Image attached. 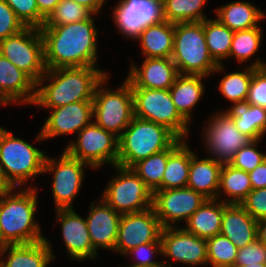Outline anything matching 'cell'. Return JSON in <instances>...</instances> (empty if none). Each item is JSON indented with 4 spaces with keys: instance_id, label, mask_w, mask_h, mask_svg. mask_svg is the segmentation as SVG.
<instances>
[{
    "instance_id": "6da1fadb",
    "label": "cell",
    "mask_w": 266,
    "mask_h": 267,
    "mask_svg": "<svg viewBox=\"0 0 266 267\" xmlns=\"http://www.w3.org/2000/svg\"><path fill=\"white\" fill-rule=\"evenodd\" d=\"M46 69L98 67V29L94 14L83 21L58 26H42Z\"/></svg>"
},
{
    "instance_id": "7a4b0ae2",
    "label": "cell",
    "mask_w": 266,
    "mask_h": 267,
    "mask_svg": "<svg viewBox=\"0 0 266 267\" xmlns=\"http://www.w3.org/2000/svg\"><path fill=\"white\" fill-rule=\"evenodd\" d=\"M108 74L99 67L46 69L37 82L33 105L51 109L73 102L93 101L97 85Z\"/></svg>"
},
{
    "instance_id": "3957f363",
    "label": "cell",
    "mask_w": 266,
    "mask_h": 267,
    "mask_svg": "<svg viewBox=\"0 0 266 267\" xmlns=\"http://www.w3.org/2000/svg\"><path fill=\"white\" fill-rule=\"evenodd\" d=\"M37 191L30 185L0 194V236L6 244L36 243L46 238L35 220Z\"/></svg>"
},
{
    "instance_id": "277c9868",
    "label": "cell",
    "mask_w": 266,
    "mask_h": 267,
    "mask_svg": "<svg viewBox=\"0 0 266 267\" xmlns=\"http://www.w3.org/2000/svg\"><path fill=\"white\" fill-rule=\"evenodd\" d=\"M179 139L166 126L134 116L118 137L117 165L131 168L138 161L171 148Z\"/></svg>"
},
{
    "instance_id": "5b68a950",
    "label": "cell",
    "mask_w": 266,
    "mask_h": 267,
    "mask_svg": "<svg viewBox=\"0 0 266 267\" xmlns=\"http://www.w3.org/2000/svg\"><path fill=\"white\" fill-rule=\"evenodd\" d=\"M179 75H203L224 72L211 57L204 35V21L175 23L173 54Z\"/></svg>"
},
{
    "instance_id": "8992f818",
    "label": "cell",
    "mask_w": 266,
    "mask_h": 267,
    "mask_svg": "<svg viewBox=\"0 0 266 267\" xmlns=\"http://www.w3.org/2000/svg\"><path fill=\"white\" fill-rule=\"evenodd\" d=\"M45 153L0 126V166L12 187L26 188L27 181L43 175Z\"/></svg>"
},
{
    "instance_id": "52a82bcc",
    "label": "cell",
    "mask_w": 266,
    "mask_h": 267,
    "mask_svg": "<svg viewBox=\"0 0 266 267\" xmlns=\"http://www.w3.org/2000/svg\"><path fill=\"white\" fill-rule=\"evenodd\" d=\"M109 74L97 85L93 98V121L119 137L134 117L133 93L124 79L121 86L108 89Z\"/></svg>"
},
{
    "instance_id": "ba28073f",
    "label": "cell",
    "mask_w": 266,
    "mask_h": 267,
    "mask_svg": "<svg viewBox=\"0 0 266 267\" xmlns=\"http://www.w3.org/2000/svg\"><path fill=\"white\" fill-rule=\"evenodd\" d=\"M116 173L101 198L120 214L142 212L153 206V193L131 169L114 165Z\"/></svg>"
},
{
    "instance_id": "9c48e42d",
    "label": "cell",
    "mask_w": 266,
    "mask_h": 267,
    "mask_svg": "<svg viewBox=\"0 0 266 267\" xmlns=\"http://www.w3.org/2000/svg\"><path fill=\"white\" fill-rule=\"evenodd\" d=\"M134 116L166 126L186 140L190 125L176 109L169 89L132 87Z\"/></svg>"
},
{
    "instance_id": "30bf717a",
    "label": "cell",
    "mask_w": 266,
    "mask_h": 267,
    "mask_svg": "<svg viewBox=\"0 0 266 267\" xmlns=\"http://www.w3.org/2000/svg\"><path fill=\"white\" fill-rule=\"evenodd\" d=\"M63 150L72 158L88 164L93 170L104 164L114 166L118 159V137L92 121Z\"/></svg>"
},
{
    "instance_id": "8fae6325",
    "label": "cell",
    "mask_w": 266,
    "mask_h": 267,
    "mask_svg": "<svg viewBox=\"0 0 266 267\" xmlns=\"http://www.w3.org/2000/svg\"><path fill=\"white\" fill-rule=\"evenodd\" d=\"M88 164L72 158L64 150L59 158L46 156L43 174L52 175V196L55 210L74 209L73 200L84 182L85 168Z\"/></svg>"
},
{
    "instance_id": "7c38bea8",
    "label": "cell",
    "mask_w": 266,
    "mask_h": 267,
    "mask_svg": "<svg viewBox=\"0 0 266 267\" xmlns=\"http://www.w3.org/2000/svg\"><path fill=\"white\" fill-rule=\"evenodd\" d=\"M0 54L36 83L46 72L43 39L39 28L26 27L18 34L1 40Z\"/></svg>"
},
{
    "instance_id": "4fadbf2b",
    "label": "cell",
    "mask_w": 266,
    "mask_h": 267,
    "mask_svg": "<svg viewBox=\"0 0 266 267\" xmlns=\"http://www.w3.org/2000/svg\"><path fill=\"white\" fill-rule=\"evenodd\" d=\"M209 119L201 135L205 151L218 162L229 163L251 139L236 128L232 116L225 109L216 111Z\"/></svg>"
},
{
    "instance_id": "5bb4252c",
    "label": "cell",
    "mask_w": 266,
    "mask_h": 267,
    "mask_svg": "<svg viewBox=\"0 0 266 267\" xmlns=\"http://www.w3.org/2000/svg\"><path fill=\"white\" fill-rule=\"evenodd\" d=\"M201 193L189 187L157 190L153 193V208L163 228L178 227L204 203Z\"/></svg>"
},
{
    "instance_id": "9a60e30c",
    "label": "cell",
    "mask_w": 266,
    "mask_h": 267,
    "mask_svg": "<svg viewBox=\"0 0 266 267\" xmlns=\"http://www.w3.org/2000/svg\"><path fill=\"white\" fill-rule=\"evenodd\" d=\"M111 15L118 33L132 41L148 25L164 20L161 0H119Z\"/></svg>"
},
{
    "instance_id": "2e32d148",
    "label": "cell",
    "mask_w": 266,
    "mask_h": 267,
    "mask_svg": "<svg viewBox=\"0 0 266 267\" xmlns=\"http://www.w3.org/2000/svg\"><path fill=\"white\" fill-rule=\"evenodd\" d=\"M162 229L153 207L142 212L122 214L114 252L125 256L132 248L156 242L161 238Z\"/></svg>"
},
{
    "instance_id": "e0dca14e",
    "label": "cell",
    "mask_w": 266,
    "mask_h": 267,
    "mask_svg": "<svg viewBox=\"0 0 266 267\" xmlns=\"http://www.w3.org/2000/svg\"><path fill=\"white\" fill-rule=\"evenodd\" d=\"M36 141L41 142L53 137L75 134L93 121V101L73 102L51 108Z\"/></svg>"
},
{
    "instance_id": "ac0fdd59",
    "label": "cell",
    "mask_w": 266,
    "mask_h": 267,
    "mask_svg": "<svg viewBox=\"0 0 266 267\" xmlns=\"http://www.w3.org/2000/svg\"><path fill=\"white\" fill-rule=\"evenodd\" d=\"M162 256L187 266L208 265L206 239L188 233L183 227H167L161 232Z\"/></svg>"
},
{
    "instance_id": "d6986e66",
    "label": "cell",
    "mask_w": 266,
    "mask_h": 267,
    "mask_svg": "<svg viewBox=\"0 0 266 267\" xmlns=\"http://www.w3.org/2000/svg\"><path fill=\"white\" fill-rule=\"evenodd\" d=\"M55 215L56 223L61 224V236L70 260L82 262L97 258L99 254L92 246L86 218H82L75 209H58Z\"/></svg>"
},
{
    "instance_id": "ffe728a7",
    "label": "cell",
    "mask_w": 266,
    "mask_h": 267,
    "mask_svg": "<svg viewBox=\"0 0 266 267\" xmlns=\"http://www.w3.org/2000/svg\"><path fill=\"white\" fill-rule=\"evenodd\" d=\"M86 217L93 248L114 251L122 214L116 212L102 198L92 202Z\"/></svg>"
},
{
    "instance_id": "44dd1931",
    "label": "cell",
    "mask_w": 266,
    "mask_h": 267,
    "mask_svg": "<svg viewBox=\"0 0 266 267\" xmlns=\"http://www.w3.org/2000/svg\"><path fill=\"white\" fill-rule=\"evenodd\" d=\"M126 80L131 87L147 89H170L179 76L171 58H144L141 66L132 62Z\"/></svg>"
},
{
    "instance_id": "7402d4cb",
    "label": "cell",
    "mask_w": 266,
    "mask_h": 267,
    "mask_svg": "<svg viewBox=\"0 0 266 267\" xmlns=\"http://www.w3.org/2000/svg\"><path fill=\"white\" fill-rule=\"evenodd\" d=\"M37 83L0 54V98L9 105H33Z\"/></svg>"
},
{
    "instance_id": "603a6c76",
    "label": "cell",
    "mask_w": 266,
    "mask_h": 267,
    "mask_svg": "<svg viewBox=\"0 0 266 267\" xmlns=\"http://www.w3.org/2000/svg\"><path fill=\"white\" fill-rule=\"evenodd\" d=\"M52 249L47 238L36 243L7 244L0 263L3 267H48L56 258Z\"/></svg>"
},
{
    "instance_id": "cb8c5ba5",
    "label": "cell",
    "mask_w": 266,
    "mask_h": 267,
    "mask_svg": "<svg viewBox=\"0 0 266 267\" xmlns=\"http://www.w3.org/2000/svg\"><path fill=\"white\" fill-rule=\"evenodd\" d=\"M220 234L243 248L257 239V220L241 204L224 203Z\"/></svg>"
},
{
    "instance_id": "d4e9b609",
    "label": "cell",
    "mask_w": 266,
    "mask_h": 267,
    "mask_svg": "<svg viewBox=\"0 0 266 267\" xmlns=\"http://www.w3.org/2000/svg\"><path fill=\"white\" fill-rule=\"evenodd\" d=\"M222 163L213 159L191 156L187 187L201 193L207 199H217Z\"/></svg>"
},
{
    "instance_id": "484cf974",
    "label": "cell",
    "mask_w": 266,
    "mask_h": 267,
    "mask_svg": "<svg viewBox=\"0 0 266 267\" xmlns=\"http://www.w3.org/2000/svg\"><path fill=\"white\" fill-rule=\"evenodd\" d=\"M174 32L175 23L166 20L148 25L136 39L140 43L141 55L145 58H171Z\"/></svg>"
},
{
    "instance_id": "4316f807",
    "label": "cell",
    "mask_w": 266,
    "mask_h": 267,
    "mask_svg": "<svg viewBox=\"0 0 266 267\" xmlns=\"http://www.w3.org/2000/svg\"><path fill=\"white\" fill-rule=\"evenodd\" d=\"M204 79L203 75H179L169 89L176 109L189 124L192 110L204 95Z\"/></svg>"
},
{
    "instance_id": "83f0119b",
    "label": "cell",
    "mask_w": 266,
    "mask_h": 267,
    "mask_svg": "<svg viewBox=\"0 0 266 267\" xmlns=\"http://www.w3.org/2000/svg\"><path fill=\"white\" fill-rule=\"evenodd\" d=\"M224 202L218 199H206L190 216L183 228L197 237L208 239L221 232Z\"/></svg>"
},
{
    "instance_id": "f1b7e54d",
    "label": "cell",
    "mask_w": 266,
    "mask_h": 267,
    "mask_svg": "<svg viewBox=\"0 0 266 267\" xmlns=\"http://www.w3.org/2000/svg\"><path fill=\"white\" fill-rule=\"evenodd\" d=\"M216 18L232 31L248 30L259 26L265 13L250 1H234L215 9Z\"/></svg>"
},
{
    "instance_id": "f546056e",
    "label": "cell",
    "mask_w": 266,
    "mask_h": 267,
    "mask_svg": "<svg viewBox=\"0 0 266 267\" xmlns=\"http://www.w3.org/2000/svg\"><path fill=\"white\" fill-rule=\"evenodd\" d=\"M253 67H266V62L261 61L259 57L256 58L252 64L249 63L244 71L230 72L221 77L218 83V90L221 95L229 102L233 103L229 108L244 104L248 95L249 86L253 76Z\"/></svg>"
},
{
    "instance_id": "4dcf8cb0",
    "label": "cell",
    "mask_w": 266,
    "mask_h": 267,
    "mask_svg": "<svg viewBox=\"0 0 266 267\" xmlns=\"http://www.w3.org/2000/svg\"><path fill=\"white\" fill-rule=\"evenodd\" d=\"M251 190L250 177L246 171L235 168L229 163L222 165L218 200L227 204H241Z\"/></svg>"
},
{
    "instance_id": "1f68e13d",
    "label": "cell",
    "mask_w": 266,
    "mask_h": 267,
    "mask_svg": "<svg viewBox=\"0 0 266 267\" xmlns=\"http://www.w3.org/2000/svg\"><path fill=\"white\" fill-rule=\"evenodd\" d=\"M184 140L169 156L161 190L187 187L191 156L194 151Z\"/></svg>"
},
{
    "instance_id": "d6a6232c",
    "label": "cell",
    "mask_w": 266,
    "mask_h": 267,
    "mask_svg": "<svg viewBox=\"0 0 266 267\" xmlns=\"http://www.w3.org/2000/svg\"><path fill=\"white\" fill-rule=\"evenodd\" d=\"M236 128L251 140L263 139L266 134V109L249 104L236 105L226 110Z\"/></svg>"
},
{
    "instance_id": "836d02e7",
    "label": "cell",
    "mask_w": 266,
    "mask_h": 267,
    "mask_svg": "<svg viewBox=\"0 0 266 267\" xmlns=\"http://www.w3.org/2000/svg\"><path fill=\"white\" fill-rule=\"evenodd\" d=\"M183 141V139H179L171 148L152 154L148 158L138 161L131 167L152 193L161 190L162 178L165 172L168 156Z\"/></svg>"
},
{
    "instance_id": "e575fe53",
    "label": "cell",
    "mask_w": 266,
    "mask_h": 267,
    "mask_svg": "<svg viewBox=\"0 0 266 267\" xmlns=\"http://www.w3.org/2000/svg\"><path fill=\"white\" fill-rule=\"evenodd\" d=\"M204 35L209 53L218 64L228 59L234 31L223 25L217 18L204 20Z\"/></svg>"
},
{
    "instance_id": "d590c367",
    "label": "cell",
    "mask_w": 266,
    "mask_h": 267,
    "mask_svg": "<svg viewBox=\"0 0 266 267\" xmlns=\"http://www.w3.org/2000/svg\"><path fill=\"white\" fill-rule=\"evenodd\" d=\"M208 0H164V20L172 23L199 22L207 19L203 8Z\"/></svg>"
},
{
    "instance_id": "8d00e7d4",
    "label": "cell",
    "mask_w": 266,
    "mask_h": 267,
    "mask_svg": "<svg viewBox=\"0 0 266 267\" xmlns=\"http://www.w3.org/2000/svg\"><path fill=\"white\" fill-rule=\"evenodd\" d=\"M262 29L257 26L248 30L235 31L229 58L236 60L238 63L244 64L258 52L262 42ZM244 62V63H243Z\"/></svg>"
},
{
    "instance_id": "74e56055",
    "label": "cell",
    "mask_w": 266,
    "mask_h": 267,
    "mask_svg": "<svg viewBox=\"0 0 266 267\" xmlns=\"http://www.w3.org/2000/svg\"><path fill=\"white\" fill-rule=\"evenodd\" d=\"M208 266L234 267L238 248L225 236L218 234L206 240Z\"/></svg>"
},
{
    "instance_id": "f35d334b",
    "label": "cell",
    "mask_w": 266,
    "mask_h": 267,
    "mask_svg": "<svg viewBox=\"0 0 266 267\" xmlns=\"http://www.w3.org/2000/svg\"><path fill=\"white\" fill-rule=\"evenodd\" d=\"M93 13L73 0H60L43 26L70 24L90 18Z\"/></svg>"
},
{
    "instance_id": "ab89813d",
    "label": "cell",
    "mask_w": 266,
    "mask_h": 267,
    "mask_svg": "<svg viewBox=\"0 0 266 267\" xmlns=\"http://www.w3.org/2000/svg\"><path fill=\"white\" fill-rule=\"evenodd\" d=\"M261 141V139H258L248 142L236 152V155L229 164L235 168L246 171L247 173L254 170L266 160V152L258 150L259 142Z\"/></svg>"
},
{
    "instance_id": "60d3db41",
    "label": "cell",
    "mask_w": 266,
    "mask_h": 267,
    "mask_svg": "<svg viewBox=\"0 0 266 267\" xmlns=\"http://www.w3.org/2000/svg\"><path fill=\"white\" fill-rule=\"evenodd\" d=\"M26 27L41 28L45 19L40 15L36 0H4Z\"/></svg>"
},
{
    "instance_id": "b9f144b4",
    "label": "cell",
    "mask_w": 266,
    "mask_h": 267,
    "mask_svg": "<svg viewBox=\"0 0 266 267\" xmlns=\"http://www.w3.org/2000/svg\"><path fill=\"white\" fill-rule=\"evenodd\" d=\"M131 255V256H130ZM155 255L162 256V243L161 238L156 242L141 244L132 248L125 254V257L134 258V263L131 266H152L162 264L163 261H156L153 259ZM135 260H137L135 262Z\"/></svg>"
},
{
    "instance_id": "7bdbcfd3",
    "label": "cell",
    "mask_w": 266,
    "mask_h": 267,
    "mask_svg": "<svg viewBox=\"0 0 266 267\" xmlns=\"http://www.w3.org/2000/svg\"><path fill=\"white\" fill-rule=\"evenodd\" d=\"M245 103L266 109V67H253V76Z\"/></svg>"
},
{
    "instance_id": "ee69618b",
    "label": "cell",
    "mask_w": 266,
    "mask_h": 267,
    "mask_svg": "<svg viewBox=\"0 0 266 267\" xmlns=\"http://www.w3.org/2000/svg\"><path fill=\"white\" fill-rule=\"evenodd\" d=\"M25 28L11 7L4 0H0V41L18 34Z\"/></svg>"
},
{
    "instance_id": "f6af8a7d",
    "label": "cell",
    "mask_w": 266,
    "mask_h": 267,
    "mask_svg": "<svg viewBox=\"0 0 266 267\" xmlns=\"http://www.w3.org/2000/svg\"><path fill=\"white\" fill-rule=\"evenodd\" d=\"M256 263L266 264V246L258 239L238 249L234 267H244Z\"/></svg>"
},
{
    "instance_id": "bcb514c9",
    "label": "cell",
    "mask_w": 266,
    "mask_h": 267,
    "mask_svg": "<svg viewBox=\"0 0 266 267\" xmlns=\"http://www.w3.org/2000/svg\"><path fill=\"white\" fill-rule=\"evenodd\" d=\"M241 205L254 219L266 218V188L251 190Z\"/></svg>"
},
{
    "instance_id": "7dc6e473",
    "label": "cell",
    "mask_w": 266,
    "mask_h": 267,
    "mask_svg": "<svg viewBox=\"0 0 266 267\" xmlns=\"http://www.w3.org/2000/svg\"><path fill=\"white\" fill-rule=\"evenodd\" d=\"M248 174L252 190L266 188V160Z\"/></svg>"
},
{
    "instance_id": "c3c4849f",
    "label": "cell",
    "mask_w": 266,
    "mask_h": 267,
    "mask_svg": "<svg viewBox=\"0 0 266 267\" xmlns=\"http://www.w3.org/2000/svg\"><path fill=\"white\" fill-rule=\"evenodd\" d=\"M40 15L46 20L60 0H36Z\"/></svg>"
},
{
    "instance_id": "681fc988",
    "label": "cell",
    "mask_w": 266,
    "mask_h": 267,
    "mask_svg": "<svg viewBox=\"0 0 266 267\" xmlns=\"http://www.w3.org/2000/svg\"><path fill=\"white\" fill-rule=\"evenodd\" d=\"M76 3L83 5L87 9H89L94 15H98L105 6L106 0H73Z\"/></svg>"
},
{
    "instance_id": "f907efd6",
    "label": "cell",
    "mask_w": 266,
    "mask_h": 267,
    "mask_svg": "<svg viewBox=\"0 0 266 267\" xmlns=\"http://www.w3.org/2000/svg\"><path fill=\"white\" fill-rule=\"evenodd\" d=\"M257 239L266 246V218L257 220Z\"/></svg>"
},
{
    "instance_id": "816d5d0a",
    "label": "cell",
    "mask_w": 266,
    "mask_h": 267,
    "mask_svg": "<svg viewBox=\"0 0 266 267\" xmlns=\"http://www.w3.org/2000/svg\"><path fill=\"white\" fill-rule=\"evenodd\" d=\"M13 187L8 183L3 175L2 168L0 166V194L11 190Z\"/></svg>"
},
{
    "instance_id": "f5cc1de1",
    "label": "cell",
    "mask_w": 266,
    "mask_h": 267,
    "mask_svg": "<svg viewBox=\"0 0 266 267\" xmlns=\"http://www.w3.org/2000/svg\"><path fill=\"white\" fill-rule=\"evenodd\" d=\"M125 267H173V265H172L171 262L169 263L166 260H164L162 264H157V265H152V266H131V265H128V266H125Z\"/></svg>"
},
{
    "instance_id": "db71d44e",
    "label": "cell",
    "mask_w": 266,
    "mask_h": 267,
    "mask_svg": "<svg viewBox=\"0 0 266 267\" xmlns=\"http://www.w3.org/2000/svg\"><path fill=\"white\" fill-rule=\"evenodd\" d=\"M7 244L2 240L1 236H0V256L1 254L3 253L4 249H5V246Z\"/></svg>"
},
{
    "instance_id": "11a10c76",
    "label": "cell",
    "mask_w": 266,
    "mask_h": 267,
    "mask_svg": "<svg viewBox=\"0 0 266 267\" xmlns=\"http://www.w3.org/2000/svg\"><path fill=\"white\" fill-rule=\"evenodd\" d=\"M244 267H266V264H262V263H256V264H249L247 266Z\"/></svg>"
},
{
    "instance_id": "9f6ffc18",
    "label": "cell",
    "mask_w": 266,
    "mask_h": 267,
    "mask_svg": "<svg viewBox=\"0 0 266 267\" xmlns=\"http://www.w3.org/2000/svg\"><path fill=\"white\" fill-rule=\"evenodd\" d=\"M0 105H2L3 107L7 106V104L1 98H0Z\"/></svg>"
}]
</instances>
